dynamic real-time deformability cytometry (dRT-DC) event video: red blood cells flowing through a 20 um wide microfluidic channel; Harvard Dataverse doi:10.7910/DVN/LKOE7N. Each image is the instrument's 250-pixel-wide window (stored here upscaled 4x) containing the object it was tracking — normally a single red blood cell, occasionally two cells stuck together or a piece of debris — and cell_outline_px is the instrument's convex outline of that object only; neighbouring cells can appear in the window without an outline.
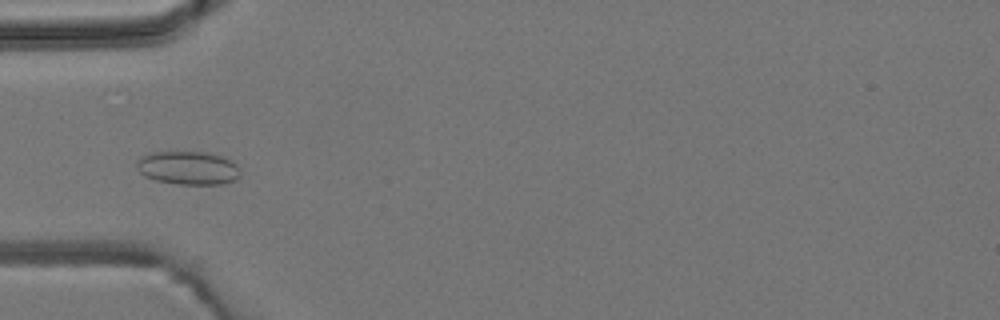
{"species": "common noctule bat (a hibernating species)", "species_latin": "Nyctalus noctula", "temperature_condition": "room temperature", "stored_images_in_passage": 8, "camera_frame_rate_fps": 3000, "um_per_image_px": 0.085, "animal": {"sex": "male", "body_mass_g": 19.2, "forearm_length_mm": 51.8}, "frame": {"image": 1, "passage_image": 5, "time_ms": 4.667, "image_size_px": [1000, 320], "cell_outline_px": [[240, 176], [236, 180], [224, 184], [180, 184], [156, 180], [144, 176], [136, 168], [136, 160], [152, 152], [208, 152], [224, 156], [232, 160], [236, 164], [240, 172]], "centroid_in_image_um": [16.02, 14.27], "position_along_channel_um": 69.0, "area_um2": 20.35}}
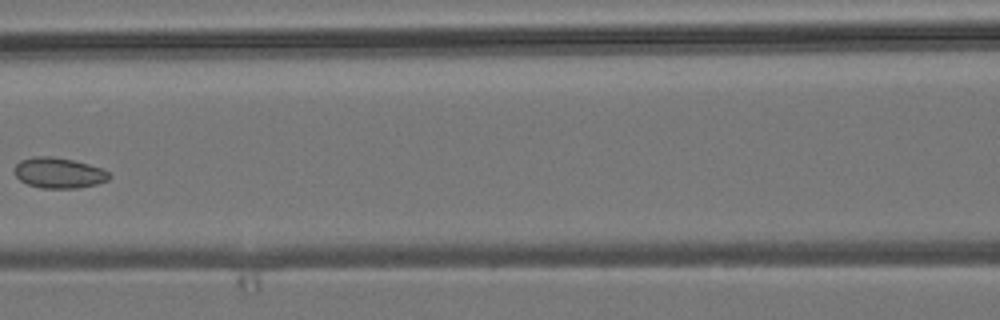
{"frame": {"image": 2, "passage_image": 7, "time_ms": 7.0, "image_size_px": [1000, 320], "cell_outline_px": [[112, 176], [108, 180], [96, 184], [76, 188], [40, 188], [28, 184], [20, 180], [16, 176], [16, 164], [20, 160], [32, 156], [52, 156], [72, 160], [88, 164], [100, 168], [108, 172]], "centroid_in_image_um": [4.99, 14.69], "position_along_channel_um": 161.6, "area_um2": 16.76}}
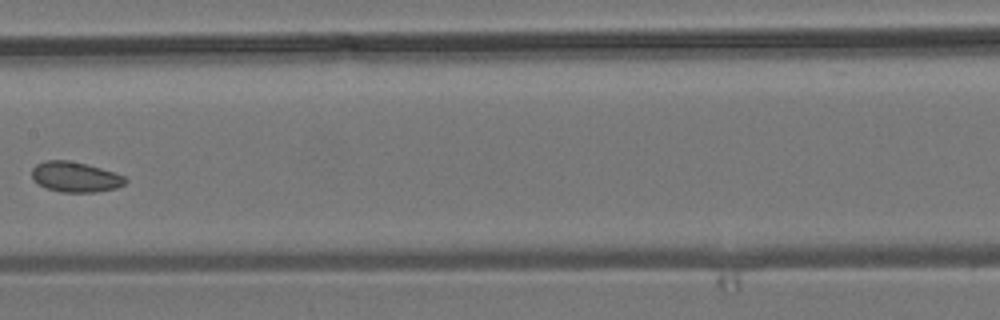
{"frame": {"image": 3, "passage_image": 8, "time_ms": 8.0, "image_size_px": [1000, 320], "cell_outline_px": [[128, 180], [124, 184], [116, 188], [96, 192], [60, 192], [48, 188], [32, 180], [32, 168], [36, 164], [44, 160], [68, 160], [116, 172], [124, 176]], "centroid_in_image_um": [6.4, 15.04], "position_along_channel_um": 201.0, "area_um2": 16.47}}